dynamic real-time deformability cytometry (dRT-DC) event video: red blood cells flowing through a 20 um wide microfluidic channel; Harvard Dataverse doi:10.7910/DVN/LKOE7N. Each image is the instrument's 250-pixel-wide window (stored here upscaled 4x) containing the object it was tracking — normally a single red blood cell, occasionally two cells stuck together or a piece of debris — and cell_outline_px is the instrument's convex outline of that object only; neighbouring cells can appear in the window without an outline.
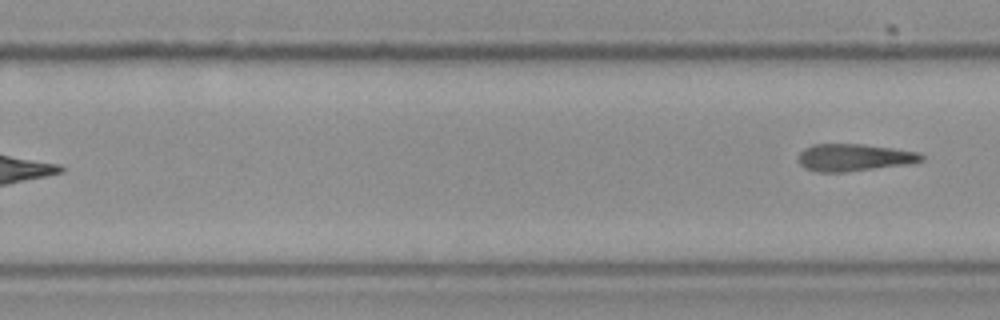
{"species": "Egyptian fruit bat (a non-hibernating species)", "species_latin": "Rousettus aegyptiacus", "temperature_condition": "cold", "stored_images_in_passage": 10, "segment_of_instrument_passage": [2, 2], "camera_frame_rate_fps": 3000, "um_per_image_px": 0.085, "frame": {"image": 1, "passage_image": 10, "time_ms": 3.0, "image_size_px": [1000, 320], "cell_outline_px": [[924, 160], [904, 164], [844, 172], [820, 172], [804, 168], [800, 164], [800, 152], [804, 148], [812, 144], [864, 144], [920, 152], [924, 156]], "centroid_in_image_um": [72.58, 13.37], "position_along_channel_um": 257.2, "area_um2": 19.31}}